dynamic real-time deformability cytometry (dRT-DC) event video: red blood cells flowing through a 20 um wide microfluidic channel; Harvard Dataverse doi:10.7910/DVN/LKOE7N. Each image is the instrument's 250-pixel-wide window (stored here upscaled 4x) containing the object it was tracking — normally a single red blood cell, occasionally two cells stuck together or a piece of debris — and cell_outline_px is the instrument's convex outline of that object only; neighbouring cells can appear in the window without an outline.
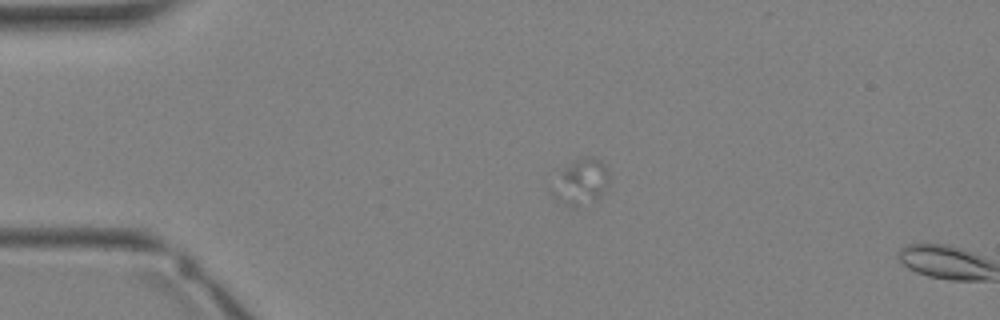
{"species": "Egyptian fruit bat (a non-hibernating species)", "species_latin": "Rousettus aegyptiacus", "temperature_condition": "warm", "stored_images_in_passage": 11, "camera_frame_rate_fps": 3000, "um_per_image_px": 0.085, "animal": {"sex": "female"}, "frame": {"image": 1, "passage_image": 10, "time_ms": 3.0, "image_size_px": [1000, 320], "cell_outline_px": [[608, 188], [596, 200], [576, 208], [556, 200], [552, 196], [552, 192], [564, 168], [580, 156], [592, 156], [600, 160], [604, 164], [608, 172]], "centroid_in_image_um": [49.44, 15.47], "position_along_channel_um": 35.6, "area_um2": 14.97}}